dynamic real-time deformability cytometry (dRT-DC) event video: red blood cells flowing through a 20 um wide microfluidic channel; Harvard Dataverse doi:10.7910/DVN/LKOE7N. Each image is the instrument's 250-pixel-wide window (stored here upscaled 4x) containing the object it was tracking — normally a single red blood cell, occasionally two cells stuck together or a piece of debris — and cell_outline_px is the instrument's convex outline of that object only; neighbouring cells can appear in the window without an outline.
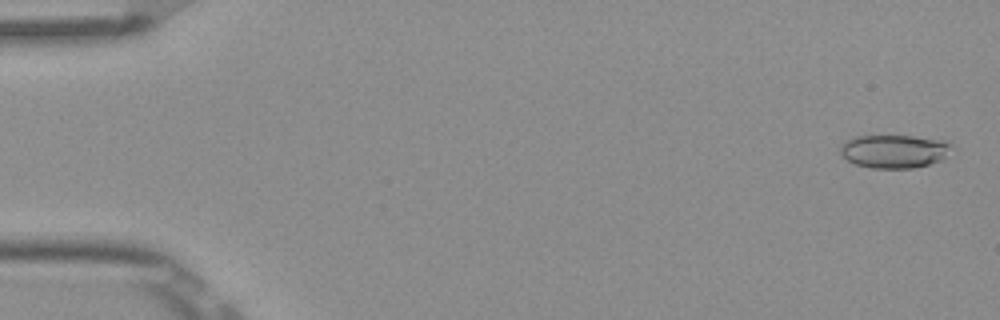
{"species": "Egyptian fruit bat (a non-hibernating species)", "species_latin": "Rousettus aegyptiacus", "temperature_condition": "room temperature", "stored_images_in_passage": 53, "camera_frame_rate_fps": 3000, "um_per_image_px": 0.085, "frame": {"image": 1, "passage_image": 2, "time_ms": 0.333, "image_size_px": [1000, 320], "cell_outline_px": [[952, 144], [944, 156], [940, 160], [928, 164], [912, 168], [872, 168], [856, 164], [848, 160], [840, 152], [840, 148], [844, 140], [852, 136], [912, 136], [948, 140]], "centroid_in_image_um": [75.98, 12.84], "position_along_channel_um": 9.0, "area_um2": 21.5}}
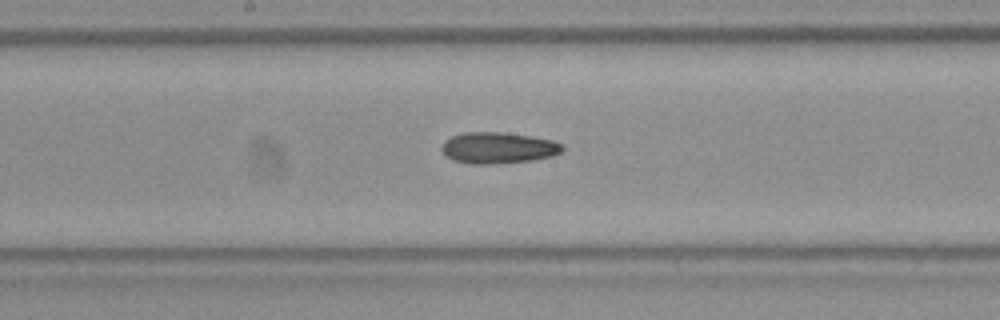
{"frame": {"image": 2, "passage_image": 28, "time_ms": 9.0, "image_size_px": [1000, 320], "cell_outline_px": [[564, 148], [560, 152], [552, 156], [532, 160], [496, 164], [472, 164], [452, 160], [444, 156], [440, 148], [444, 140], [452, 136], [464, 132], [504, 132], [532, 136], [552, 140], [564, 144]], "centroid_in_image_um": [42.31, 12.57], "position_along_channel_um": 205.9, "area_um2": 22.31}}
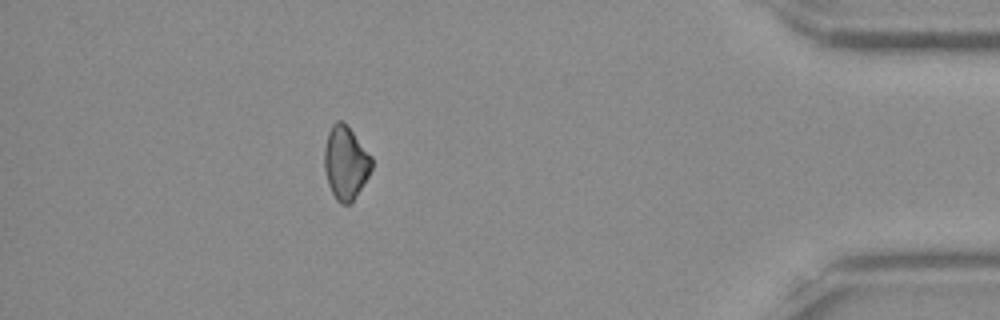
{"frame": {"image": 3, "passage_image": 47, "time_ms": 15.333, "image_size_px": [1000, 320], "cell_outline_px": [[372, 168], [368, 176], [352, 204], [340, 204], [336, 200], [328, 184], [324, 168], [324, 148], [328, 132], [332, 124], [336, 120], [340, 120], [352, 132], [372, 156]], "centroid_in_image_um": [29.37, 13.87], "position_along_channel_um": 405.8, "area_um2": 20.17}}